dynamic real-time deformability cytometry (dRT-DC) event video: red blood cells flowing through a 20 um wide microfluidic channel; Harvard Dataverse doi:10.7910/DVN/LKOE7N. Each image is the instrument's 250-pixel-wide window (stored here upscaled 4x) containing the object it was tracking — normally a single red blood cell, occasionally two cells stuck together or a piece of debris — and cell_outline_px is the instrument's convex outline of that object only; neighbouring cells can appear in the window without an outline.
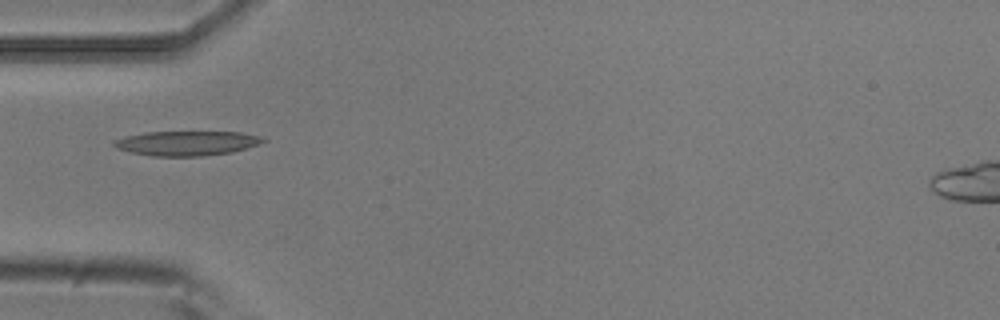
{"species": "common noctule bat (a hibernating species)", "species_latin": "Nyctalus noctula", "temperature_condition": "room temperature", "stored_images_in_passage": 7, "camera_frame_rate_fps": 3000, "um_per_image_px": 0.085, "animal": {"sex": "male", "body_mass_g": 20.5, "forearm_length_mm": 52.5}, "frame": {"image": 1, "passage_image": 4, "time_ms": 1.0, "image_size_px": [1000, 320], "cell_outline_px": [[268, 140], [232, 152], [200, 156], [152, 156], [128, 152], [116, 148], [112, 144], [112, 140], [124, 136], [144, 132], [240, 132], [264, 136]], "centroid_in_image_um": [15.82, 12.17], "position_along_channel_um": 69.2, "area_um2": 21.5}}
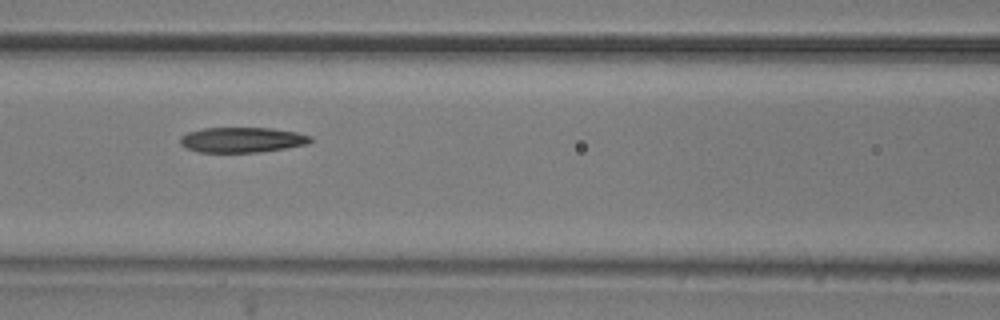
{"frame": {"image": 2, "passage_image": 6, "time_ms": 1.667, "image_size_px": [1000, 320], "cell_outline_px": [[312, 140], [308, 144], [260, 152], [196, 152], [184, 148], [180, 144], [180, 136], [188, 132], [204, 128], [272, 128], [296, 132], [312, 136]], "centroid_in_image_um": [20.54, 11.89], "position_along_channel_um": 146.1, "area_um2": 19.25}}
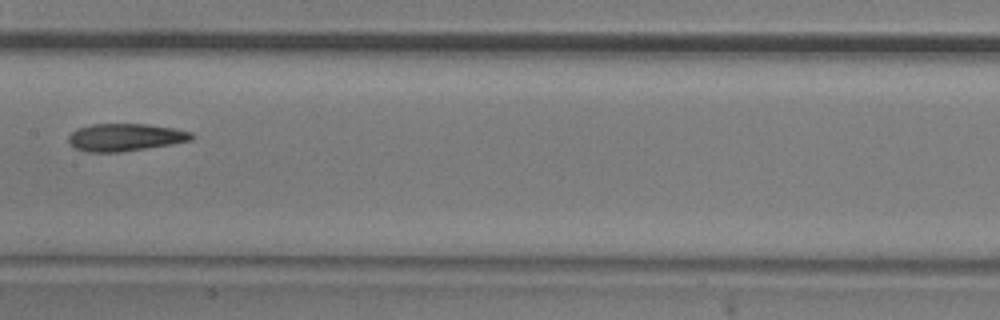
{"frame": {"image": 3, "passage_image": 7, "time_ms": 2.0, "image_size_px": [1000, 320], "cell_outline_px": [[196, 136], [192, 140], [172, 144], [120, 152], [88, 152], [76, 148], [68, 140], [68, 136], [76, 128], [92, 124], [148, 124], [176, 128], [192, 132]], "centroid_in_image_um": [10.69, 11.66], "position_along_channel_um": 196.7, "area_um2": 19.83}}